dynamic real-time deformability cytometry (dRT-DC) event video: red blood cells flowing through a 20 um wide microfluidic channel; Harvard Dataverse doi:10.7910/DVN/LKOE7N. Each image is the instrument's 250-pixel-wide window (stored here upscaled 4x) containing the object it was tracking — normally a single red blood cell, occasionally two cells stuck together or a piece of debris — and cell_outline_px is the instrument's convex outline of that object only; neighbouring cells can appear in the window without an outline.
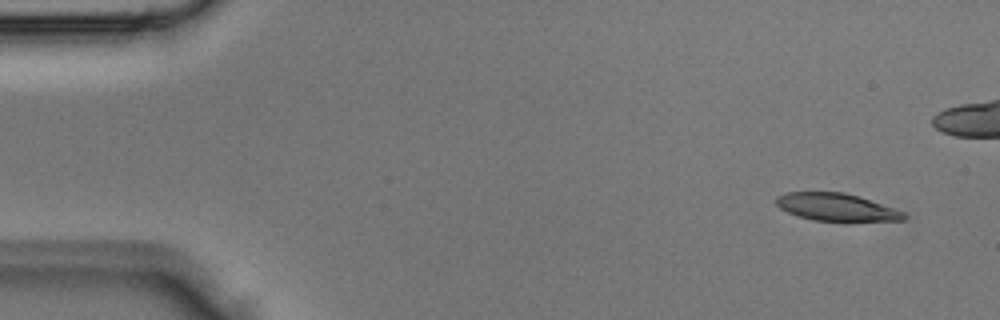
{"species": "Egyptian fruit bat (a non-hibernating species)", "species_latin": "Rousettus aegyptiacus", "temperature_condition": "room temperature", "stored_images_in_passage": 3, "camera_frame_rate_fps": 3000, "um_per_image_px": 0.085, "animal": {"sex": "male"}, "frame": {"image": 1, "passage_image": 1, "time_ms": 0.0, "image_size_px": [1000, 320], "cell_outline_px": [[908, 216], [904, 220], [844, 224], [816, 220], [800, 216], [788, 212], [780, 208], [776, 204], [776, 196], [788, 192], [844, 192], [860, 196], [904, 212]], "centroid_in_image_um": [71.18, 17.65], "position_along_channel_um": 13.8, "area_um2": 21.33}}